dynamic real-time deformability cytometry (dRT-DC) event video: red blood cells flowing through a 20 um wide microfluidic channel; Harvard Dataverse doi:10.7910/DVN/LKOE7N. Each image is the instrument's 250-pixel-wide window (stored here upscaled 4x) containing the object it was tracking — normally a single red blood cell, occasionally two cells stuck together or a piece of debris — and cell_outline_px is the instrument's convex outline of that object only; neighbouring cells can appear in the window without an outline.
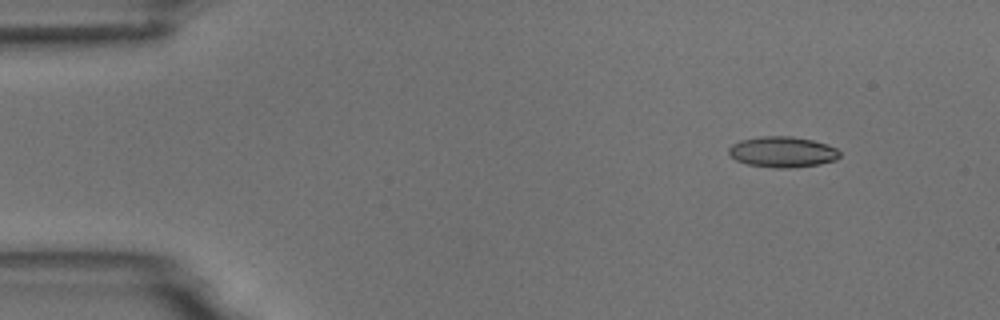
{"species": "common noctule bat (a hibernating species)", "species_latin": "Nyctalus noctula", "temperature_condition": "room temperature", "stored_images_in_passage": 8, "camera_frame_rate_fps": 3000, "um_per_image_px": 0.085, "animal": {"sex": "male", "body_mass_g": 18.8}, "frame": {"image": 1, "passage_image": 2, "time_ms": 1.0, "image_size_px": [1000, 320], "cell_outline_px": [[840, 156], [836, 160], [820, 164], [792, 168], [776, 168], [748, 164], [736, 160], [728, 152], [728, 148], [732, 144], [740, 140], [760, 136], [792, 136], [812, 140], [836, 148], [840, 152]], "centroid_in_image_um": [66.51, 12.91], "position_along_channel_um": 18.5, "area_um2": 19.88}}
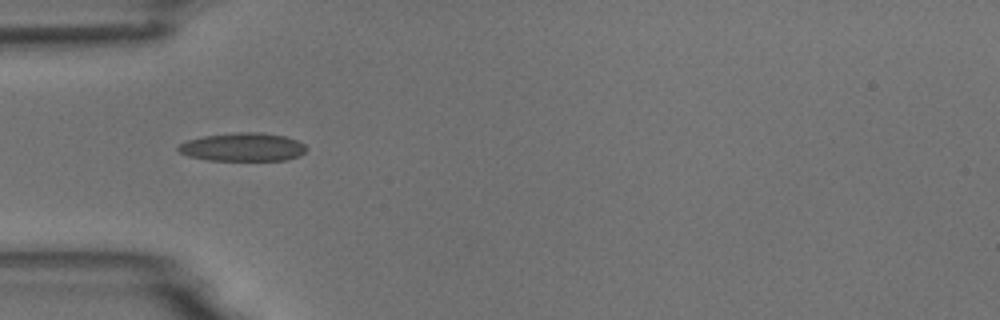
{"frame": {"image": 2, "passage_image": 5, "time_ms": 4.667, "image_size_px": [1000, 320], "cell_outline_px": [[308, 148], [300, 156], [288, 160], [208, 160], [188, 156], [180, 152], [176, 148], [180, 144], [188, 140], [204, 136], [236, 132], [260, 132], [284, 136], [296, 140], [304, 144]], "centroid_in_image_um": [20.66, 12.5], "position_along_channel_um": 64.3, "area_um2": 21.15}}